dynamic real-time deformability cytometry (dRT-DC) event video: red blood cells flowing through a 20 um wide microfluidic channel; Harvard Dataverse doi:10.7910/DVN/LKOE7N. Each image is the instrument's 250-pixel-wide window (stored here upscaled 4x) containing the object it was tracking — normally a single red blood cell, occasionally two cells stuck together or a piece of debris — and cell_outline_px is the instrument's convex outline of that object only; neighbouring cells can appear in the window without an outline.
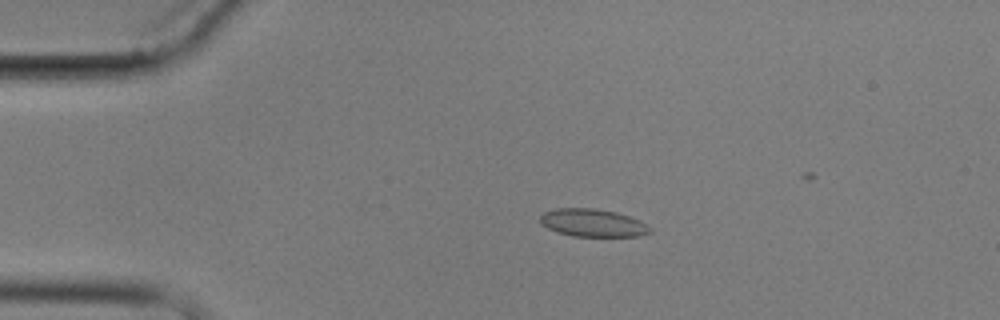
{"species": "common noctule bat (a hibernating species)", "species_latin": "Nyctalus noctula", "temperature_condition": "cold", "stored_images_in_passage": 7, "camera_frame_rate_fps": 3000, "um_per_image_px": 0.085, "animal": {"sex": "male", "body_mass_g": 17.9}, "frame": {"image": 1, "passage_image": 3, "time_ms": 3.333, "image_size_px": [1000, 320], "cell_outline_px": [[652, 232], [640, 236], [572, 236], [556, 232], [540, 224], [540, 216], [544, 212], [556, 208], [592, 208], [616, 212], [640, 220], [652, 228]], "centroid_in_image_um": [50.38, 18.95], "position_along_channel_um": 34.6, "area_um2": 17.86}}
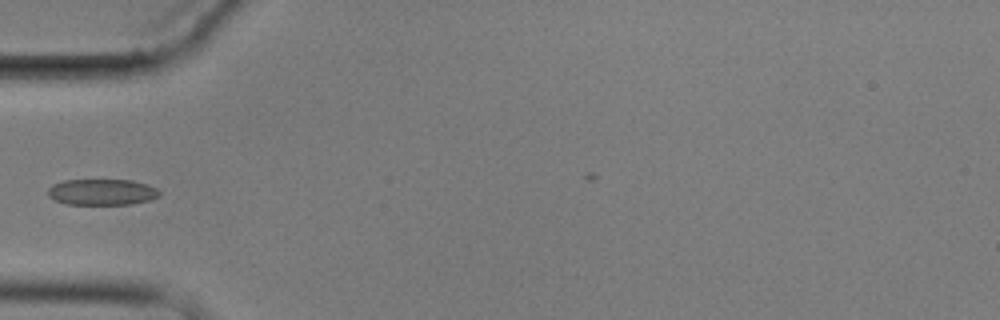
{"frame": {"image": 2, "passage_image": 5, "time_ms": 5.667, "image_size_px": [1000, 320], "cell_outline_px": [[160, 196], [148, 200], [132, 204], [68, 204], [56, 200], [48, 196], [48, 188], [52, 184], [64, 180], [132, 180], [148, 184], [156, 188], [160, 192]], "centroid_in_image_um": [8.67, 16.31], "position_along_channel_um": 76.3, "area_um2": 16.94}}
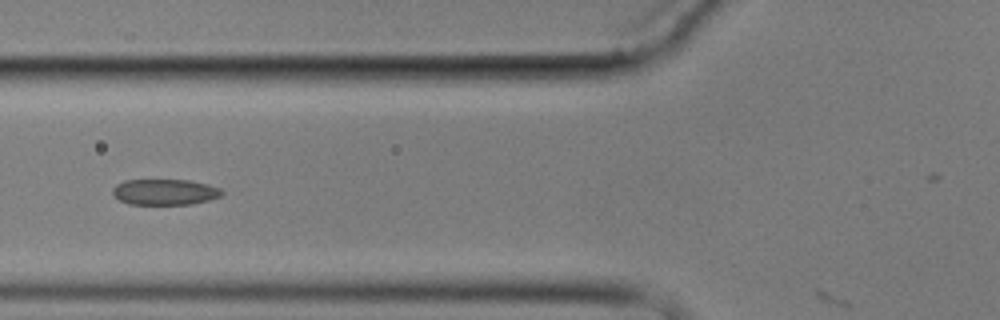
{"frame": {"image": 3, "passage_image": 6, "time_ms": 6.667, "image_size_px": [1000, 320], "cell_outline_px": [[224, 192], [220, 196], [208, 200], [192, 204], [128, 204], [120, 200], [112, 192], [112, 188], [116, 184], [124, 180], [188, 180], [208, 184], [220, 188]], "centroid_in_image_um": [14.01, 16.31], "position_along_channel_um": 111.8, "area_um2": 16.42}}